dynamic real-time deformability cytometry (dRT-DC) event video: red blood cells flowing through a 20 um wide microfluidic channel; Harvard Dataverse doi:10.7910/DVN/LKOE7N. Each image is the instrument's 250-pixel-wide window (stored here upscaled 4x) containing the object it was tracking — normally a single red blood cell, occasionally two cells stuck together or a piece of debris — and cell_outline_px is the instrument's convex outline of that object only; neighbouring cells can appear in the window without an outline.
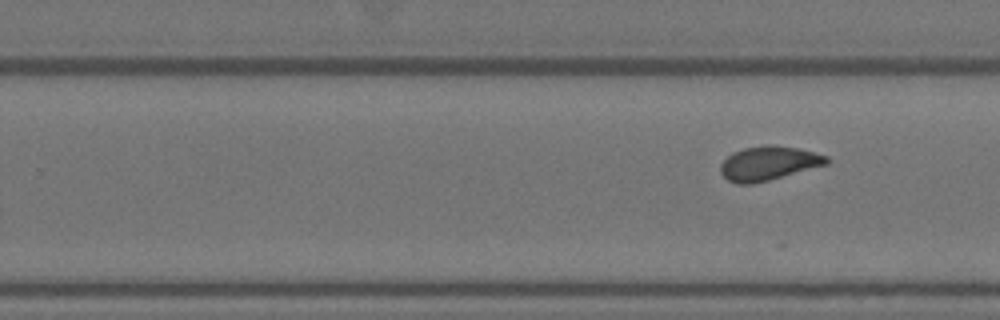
{"species": "Egyptian fruit bat (a non-hibernating species)", "species_latin": "Rousettus aegyptiacus", "temperature_condition": "warm", "stored_images_in_passage": 10, "segment_of_instrument_passage": [2, 2], "camera_frame_rate_fps": 3000, "um_per_image_px": 0.085, "animal": {"sex": "female"}, "frame": {"image": 1, "passage_image": 10, "time_ms": 3.0, "image_size_px": [1000, 320], "cell_outline_px": [[828, 164], [768, 180], [752, 184], [736, 184], [728, 180], [720, 172], [720, 164], [732, 152], [744, 148], [768, 144], [796, 148], [828, 156]], "centroid_in_image_um": [65.29, 13.88], "position_along_channel_um": 264.5, "area_um2": 20.87}}